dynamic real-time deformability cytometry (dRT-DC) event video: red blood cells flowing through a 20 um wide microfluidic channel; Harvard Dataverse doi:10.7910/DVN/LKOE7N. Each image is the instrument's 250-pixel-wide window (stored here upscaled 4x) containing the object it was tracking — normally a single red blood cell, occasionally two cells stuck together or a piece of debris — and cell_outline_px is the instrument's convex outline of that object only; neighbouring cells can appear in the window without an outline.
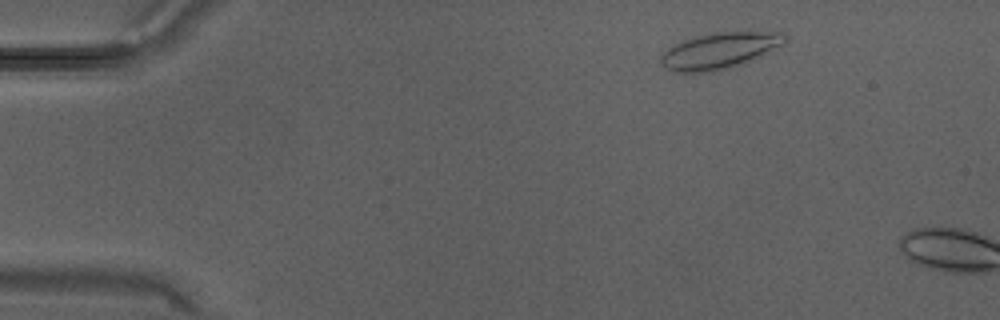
{"species": "Egyptian fruit bat (a non-hibernating species)", "species_latin": "Rousettus aegyptiacus", "temperature_condition": "warm", "stored_images_in_passage": 5, "camera_frame_rate_fps": 3000, "um_per_image_px": 0.085, "animal": {"sex": "male"}, "frame": {"image": 1, "passage_image": 3, "time_ms": 0.667, "image_size_px": [1000, 320], "cell_outline_px": [[784, 44], [752, 60], [712, 72], [676, 72], [660, 64], [660, 56], [668, 48], [684, 40], [716, 32], [784, 32]], "centroid_in_image_um": [61.15, 4.31], "position_along_channel_um": 23.9, "area_um2": 25.55}}